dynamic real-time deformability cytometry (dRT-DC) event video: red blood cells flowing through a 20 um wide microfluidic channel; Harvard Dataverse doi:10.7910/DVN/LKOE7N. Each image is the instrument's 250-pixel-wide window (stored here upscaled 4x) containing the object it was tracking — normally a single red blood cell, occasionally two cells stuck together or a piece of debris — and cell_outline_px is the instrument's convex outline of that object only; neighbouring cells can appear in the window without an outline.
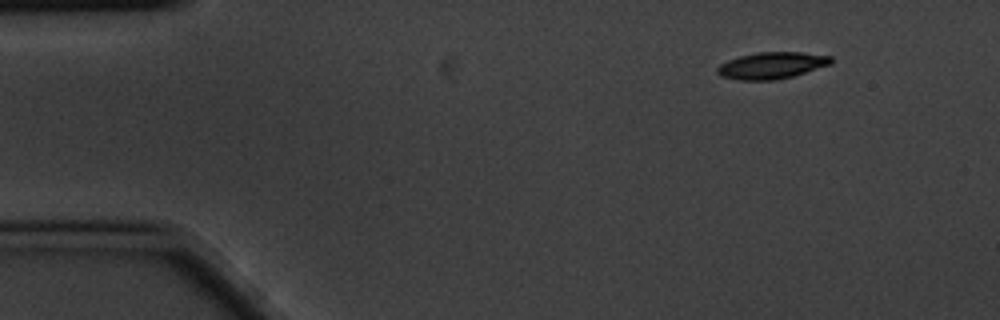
{"species": "common noctule bat (a hibernating species)", "species_latin": "Nyctalus noctula", "temperature_condition": "cold", "stored_images_in_passage": 5, "camera_frame_rate_fps": 3000, "um_per_image_px": 0.085, "animal": {"sex": "male", "body_mass_g": 20.1, "forearm_length_mm": 53.5}, "frame": {"image": 1, "passage_image": 1, "time_ms": 0.0, "image_size_px": [1000, 320], "cell_outline_px": [[832, 64], [792, 76], [776, 80], [736, 80], [720, 76], [716, 72], [716, 68], [720, 64], [728, 60], [740, 56], [756, 52], [800, 52], [832, 56]], "centroid_in_image_um": [65.57, 5.56], "position_along_channel_um": 19.4, "area_um2": 17.74}}
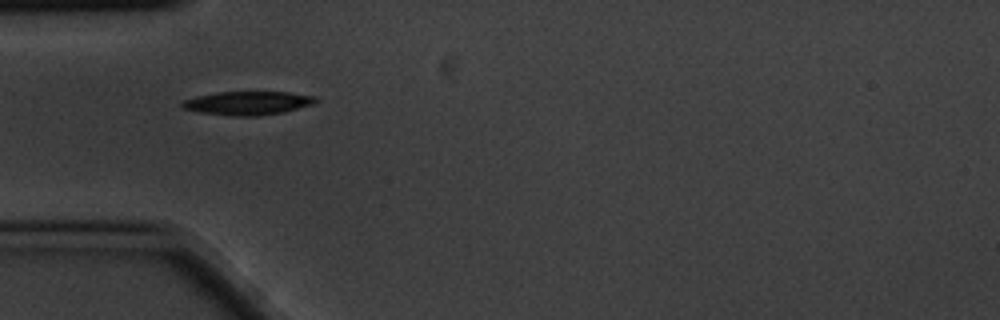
{"frame": {"image": 2, "passage_image": 4, "time_ms": 1.0, "image_size_px": [1000, 320], "cell_outline_px": [[316, 100], [312, 104], [284, 112], [256, 116], [232, 116], [200, 112], [184, 108], [180, 104], [184, 100], [196, 96], [216, 92], [288, 92], [316, 96]], "centroid_in_image_um": [21.05, 8.76], "position_along_channel_um": 64.0, "area_um2": 18.21}}